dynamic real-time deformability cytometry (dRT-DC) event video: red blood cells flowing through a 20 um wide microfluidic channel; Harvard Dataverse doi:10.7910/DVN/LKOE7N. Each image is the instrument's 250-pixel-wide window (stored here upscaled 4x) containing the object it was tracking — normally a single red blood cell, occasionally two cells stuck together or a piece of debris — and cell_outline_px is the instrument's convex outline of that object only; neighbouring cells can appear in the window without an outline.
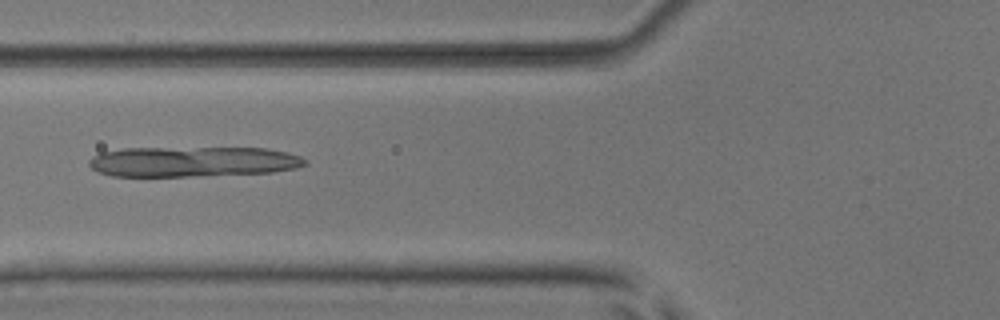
{"species": "common noctule bat (a hibernating species)", "species_latin": "Nyctalus noctula", "temperature_condition": "room temperature", "stored_images_in_passage": 4, "camera_frame_rate_fps": 3000, "um_per_image_px": 0.085, "animal": {"sex": "male", "body_mass_g": 17.9, "forearm_length_mm": 54.2}, "frame": {"image": 1, "passage_image": 3, "time_ms": 2.667, "image_size_px": [1000, 320], "cell_outline_px": [[308, 164], [296, 168], [272, 172], [188, 176], [112, 176], [96, 172], [88, 164], [88, 160], [92, 156], [100, 152], [124, 148], [264, 148], [288, 152], [300, 156], [308, 160]], "centroid_in_image_um": [16.37, 13.73], "position_along_channel_um": 109.4, "area_um2": 38.26}}
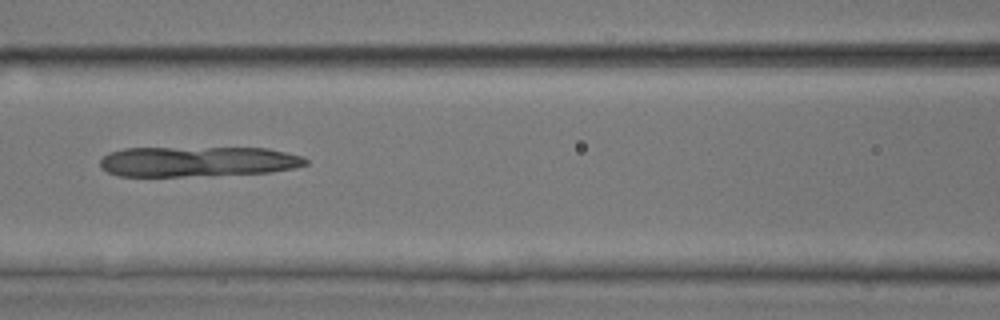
{"frame": {"image": 2, "passage_image": 4, "time_ms": 3.667, "image_size_px": [1000, 320], "cell_outline_px": [[308, 164], [292, 168], [272, 172], [184, 176], [120, 176], [108, 172], [100, 168], [100, 160], [108, 152], [124, 148], [268, 148], [304, 156], [308, 160]], "centroid_in_image_um": [16.8, 13.72], "position_along_channel_um": 149.8, "area_um2": 36.24}}